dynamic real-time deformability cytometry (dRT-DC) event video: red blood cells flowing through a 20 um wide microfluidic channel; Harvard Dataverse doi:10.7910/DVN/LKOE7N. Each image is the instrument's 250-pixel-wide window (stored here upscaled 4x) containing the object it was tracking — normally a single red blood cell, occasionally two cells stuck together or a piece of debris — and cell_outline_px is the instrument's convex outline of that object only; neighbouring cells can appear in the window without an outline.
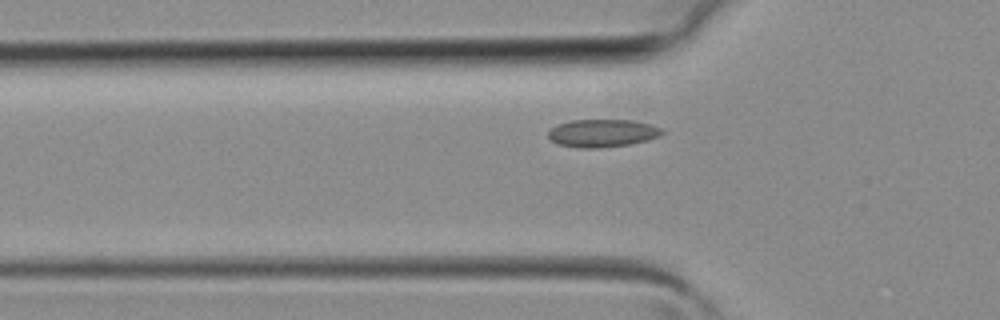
{"species": "common noctule bat (a hibernating species)", "species_latin": "Nyctalus noctula", "temperature_condition": "room temperature", "stored_images_in_passage": 34, "camera_frame_rate_fps": 3000, "um_per_image_px": 0.085, "animal": {"sex": "female", "body_mass_g": 19.3, "forearm_length_mm": 54.1}, "frame": {"image": 1, "passage_image": 9, "time_ms": 2.667, "image_size_px": [1000, 320], "cell_outline_px": [[664, 132], [660, 136], [648, 140], [628, 144], [600, 148], [580, 148], [556, 144], [548, 136], [548, 132], [556, 124], [572, 120], [632, 120], [652, 124], [664, 128]], "centroid_in_image_um": [51.23, 11.31], "position_along_channel_um": 74.6, "area_um2": 18.61}}
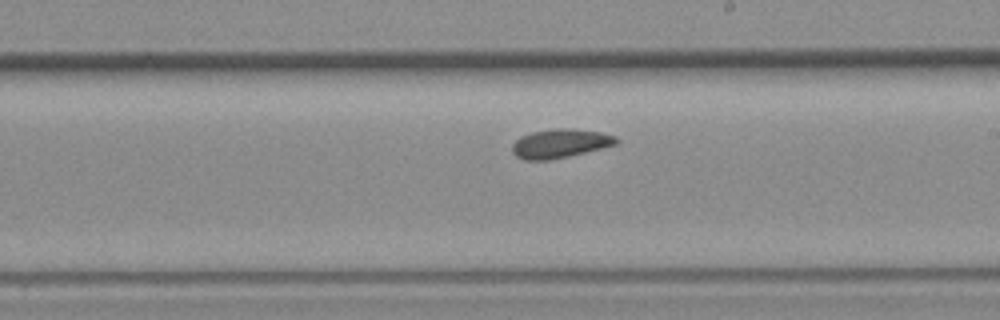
{"frame": {"image": 2, "passage_image": 19, "time_ms": 6.0, "image_size_px": [1000, 320], "cell_outline_px": [[620, 140], [616, 144], [568, 156], [548, 160], [524, 160], [516, 156], [512, 152], [512, 144], [520, 136], [532, 132], [552, 128], [572, 128], [600, 132], [616, 136]], "centroid_in_image_um": [47.58, 12.18], "position_along_channel_um": 241.4, "area_um2": 17.51}}
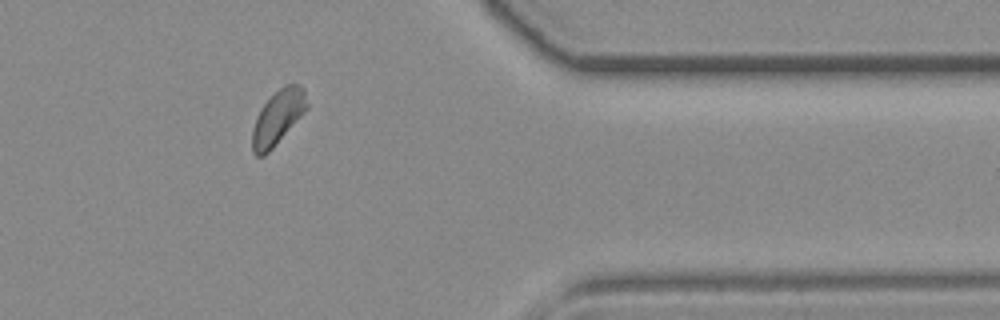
{"frame": {"image": 3, "passage_image": 29, "time_ms": 9.333, "image_size_px": [1000, 320], "cell_outline_px": [[308, 108], [272, 148], [264, 156], [256, 156], [252, 152], [252, 132], [256, 116], [260, 108], [280, 88], [288, 84], [300, 84], [304, 88], [308, 104]], "centroid_in_image_um": [23.61, 9.98], "position_along_channel_um": 387.8, "area_um2": 17.05}}